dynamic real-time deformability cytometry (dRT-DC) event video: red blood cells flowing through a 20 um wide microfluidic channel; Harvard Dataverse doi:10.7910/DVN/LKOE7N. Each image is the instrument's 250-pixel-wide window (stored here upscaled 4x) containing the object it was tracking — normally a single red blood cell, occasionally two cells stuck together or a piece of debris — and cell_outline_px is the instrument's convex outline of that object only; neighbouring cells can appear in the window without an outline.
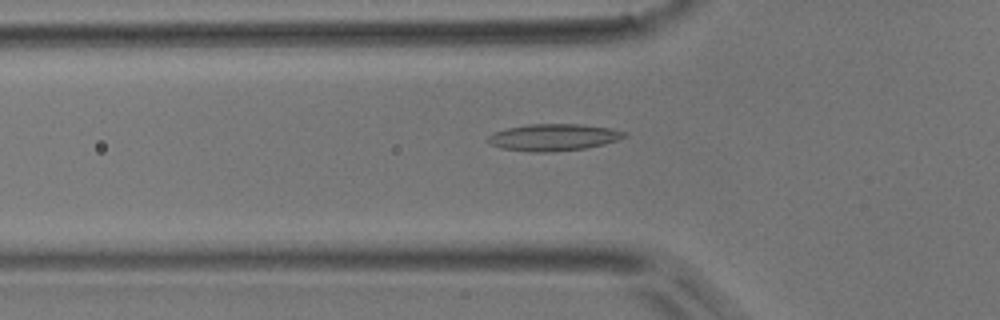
{"species": "common noctule bat (a hibernating species)", "species_latin": "Nyctalus noctula", "temperature_condition": "room temperature", "stored_images_in_passage": 51, "camera_frame_rate_fps": 3000, "um_per_image_px": 0.085, "animal": {"sex": "male", "body_mass_g": 17.9}, "frame": {"image": 1, "passage_image": 17, "time_ms": 5.333, "image_size_px": [1000, 320], "cell_outline_px": [[628, 136], [604, 144], [584, 148], [552, 152], [532, 152], [500, 148], [484, 140], [492, 132], [508, 128], [528, 124], [580, 124], [612, 128], [624, 132]], "centroid_in_image_um": [47.01, 11.67], "position_along_channel_um": 78.8, "area_um2": 21.39}}
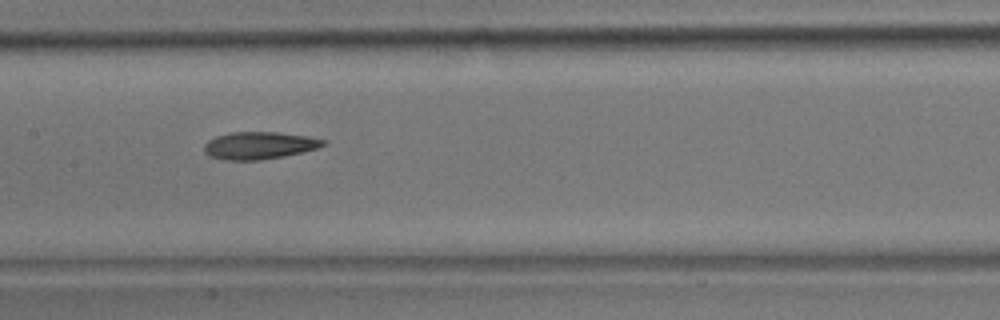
{"frame": {"image": 2, "passage_image": 25, "time_ms": 8.0, "image_size_px": [1000, 320], "cell_outline_px": [[328, 144], [316, 148], [284, 156], [260, 160], [224, 160], [212, 156], [204, 152], [204, 144], [208, 140], [216, 136], [232, 132], [276, 132], [308, 136], [328, 140]], "centroid_in_image_um": [22.05, 12.36], "position_along_channel_um": 185.3, "area_um2": 18.96}}
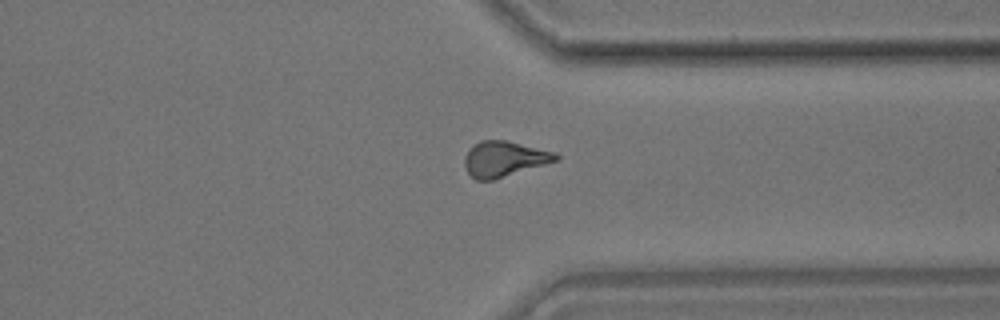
{"frame": {"image": 3, "passage_image": 39, "time_ms": 12.667, "image_size_px": [1000, 320], "cell_outline_px": [[560, 160], [492, 180], [476, 180], [468, 172], [464, 164], [464, 156], [472, 144], [480, 140], [504, 140], [556, 152], [560, 156]], "centroid_in_image_um": [42.86, 13.5], "position_along_channel_um": 368.5, "area_um2": 18.9}, "authors_computed_cell_mechanics": {"area_um2": 18.6694, "velocity_mm_per_s": 3.9524, "shape_relaxation_time_tau1_ms": 7.6894, "shape_relaxation_time_tau2_ms": null, "deformation_change_tau1": 0.1773, "deformation_change_tau2": null}}